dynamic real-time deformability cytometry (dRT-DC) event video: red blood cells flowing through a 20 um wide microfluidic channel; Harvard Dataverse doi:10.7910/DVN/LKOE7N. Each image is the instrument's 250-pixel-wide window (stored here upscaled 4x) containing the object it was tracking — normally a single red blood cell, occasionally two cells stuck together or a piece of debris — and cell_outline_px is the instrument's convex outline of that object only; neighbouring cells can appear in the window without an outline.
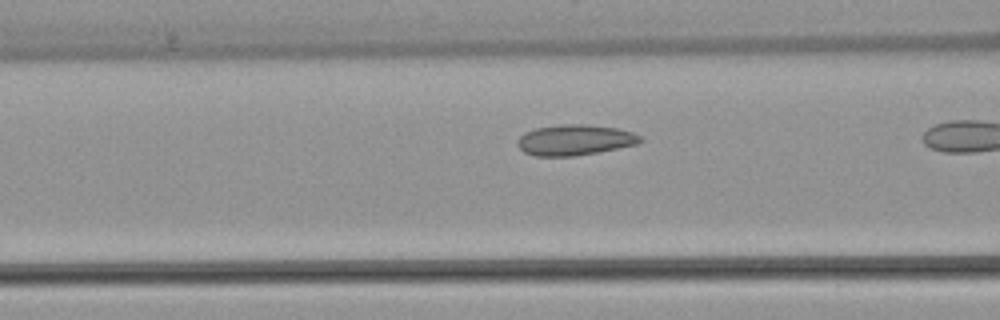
{"species": "common noctule bat (a hibernating species)", "species_latin": "Nyctalus noctula", "temperature_condition": "warm", "stored_images_in_passage": 33, "camera_frame_rate_fps": 3000, "um_per_image_px": 0.085, "animal": {"sex": "female", "body_mass_g": 22.7, "forearm_length_mm": 54.2}, "frame": {"image": 1, "passage_image": 10, "time_ms": 3.0, "image_size_px": [1000, 320], "cell_outline_px": [[644, 140], [636, 144], [596, 152], [572, 156], [536, 156], [524, 152], [516, 144], [516, 140], [524, 132], [536, 128], [560, 124], [588, 124], [616, 128], [632, 132], [640, 136]], "centroid_in_image_um": [48.82, 11.89], "position_along_channel_um": 117.8, "area_um2": 21.85}}